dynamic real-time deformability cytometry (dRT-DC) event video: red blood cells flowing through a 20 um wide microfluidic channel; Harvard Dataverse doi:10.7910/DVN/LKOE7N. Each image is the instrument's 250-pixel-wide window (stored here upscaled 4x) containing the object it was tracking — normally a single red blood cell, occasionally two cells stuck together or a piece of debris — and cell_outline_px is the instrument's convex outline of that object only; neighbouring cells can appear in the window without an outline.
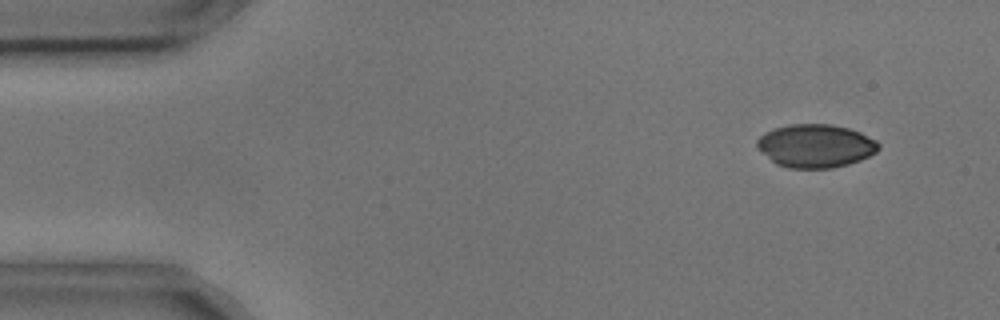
{"species": "common noctule bat (a hibernating species)", "species_latin": "Nyctalus noctula", "temperature_condition": "cold", "stored_images_in_passage": 5, "camera_frame_rate_fps": 3000, "um_per_image_px": 0.085, "animal": {"sex": "male", "body_mass_g": 17.9, "forearm_length_mm": 54.2}, "frame": {"image": 1, "passage_image": 1, "time_ms": 0.0, "image_size_px": [1000, 320], "cell_outline_px": [[880, 148], [876, 152], [860, 160], [848, 164], [832, 168], [788, 168], [776, 164], [756, 148], [756, 140], [764, 132], [788, 124], [832, 124], [848, 128], [860, 132], [876, 140], [880, 144]], "centroid_in_image_um": [69.31, 12.4], "position_along_channel_um": 15.7, "area_um2": 30.81}}
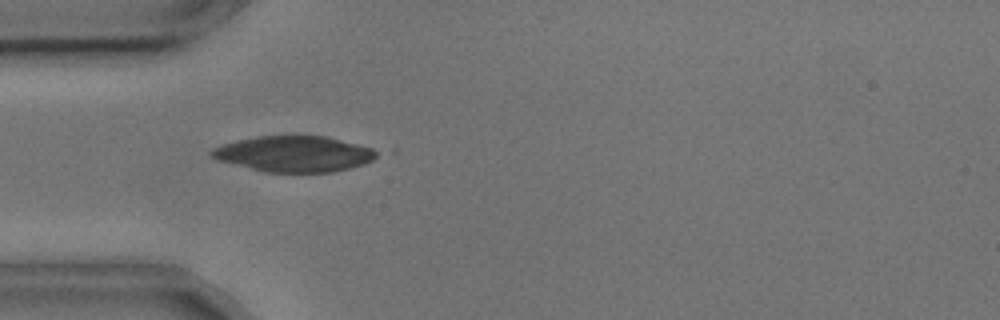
{"frame": {"image": 2, "passage_image": 4, "time_ms": 1.0, "image_size_px": [1000, 320], "cell_outline_px": [[384, 152], [372, 160], [364, 164], [332, 172], [264, 172], [216, 160], [208, 152], [212, 148], [236, 140], [256, 136], [328, 136], [372, 148]], "centroid_in_image_um": [25.01, 13.08], "position_along_channel_um": 60.0, "area_um2": 34.68}}